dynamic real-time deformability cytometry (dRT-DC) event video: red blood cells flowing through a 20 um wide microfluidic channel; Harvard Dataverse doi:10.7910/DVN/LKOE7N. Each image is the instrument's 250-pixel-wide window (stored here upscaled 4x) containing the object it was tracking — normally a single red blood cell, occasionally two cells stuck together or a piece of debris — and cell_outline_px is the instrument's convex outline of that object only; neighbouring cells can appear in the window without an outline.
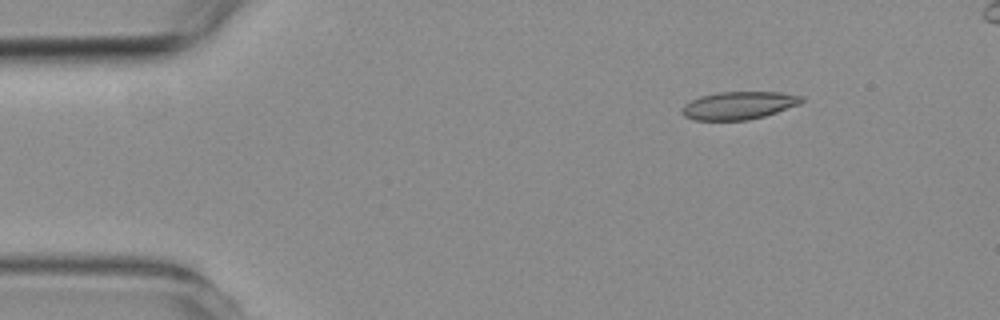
{"species": "common noctule bat (a hibernating species)", "species_latin": "Nyctalus noctula", "temperature_condition": "room temperature", "stored_images_in_passage": 3, "camera_frame_rate_fps": 3000, "um_per_image_px": 0.085, "animal": {"sex": "female", "body_mass_g": 19.3, "forearm_length_mm": 54.1}, "frame": {"image": 1, "passage_image": 1, "time_ms": 0.0, "image_size_px": [1000, 320], "cell_outline_px": [[804, 100], [800, 104], [764, 116], [748, 120], [696, 120], [684, 116], [680, 112], [680, 108], [684, 104], [700, 96], [720, 92], [780, 92], [804, 96]], "centroid_in_image_um": [62.78, 8.96], "position_along_channel_um": 22.2, "area_um2": 19.42}}